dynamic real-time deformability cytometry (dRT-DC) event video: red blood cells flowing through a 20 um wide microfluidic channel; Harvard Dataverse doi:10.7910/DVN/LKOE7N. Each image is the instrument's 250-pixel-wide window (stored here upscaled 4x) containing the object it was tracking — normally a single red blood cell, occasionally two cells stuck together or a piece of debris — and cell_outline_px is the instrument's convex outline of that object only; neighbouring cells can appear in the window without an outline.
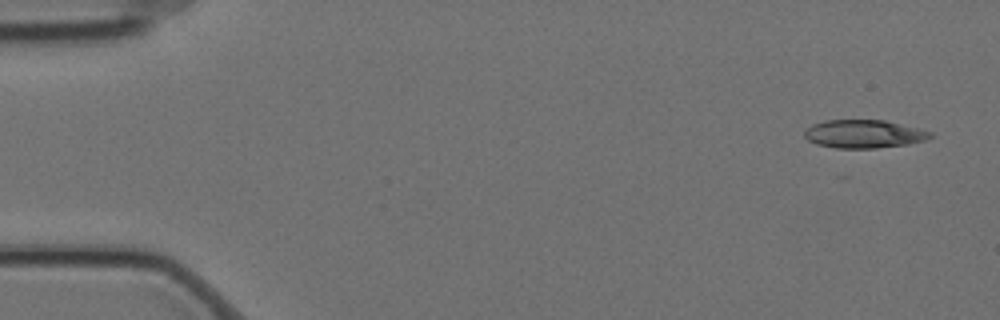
{"species": "Egyptian fruit bat (a non-hibernating species)", "species_latin": "Rousettus aegyptiacus", "temperature_condition": "cold", "stored_images_in_passage": 6, "camera_frame_rate_fps": 3000, "um_per_image_px": 0.085, "animal": {"sex": "female"}, "frame": {"image": 1, "passage_image": 1, "time_ms": 0.0, "image_size_px": [1000, 320], "cell_outline_px": [[932, 136], [928, 140], [908, 144], [876, 148], [836, 148], [816, 144], [808, 140], [804, 136], [804, 132], [812, 124], [824, 120], [884, 120], [932, 132]], "centroid_in_image_um": [73.42, 11.39], "position_along_channel_um": 11.6, "area_um2": 20.63}}
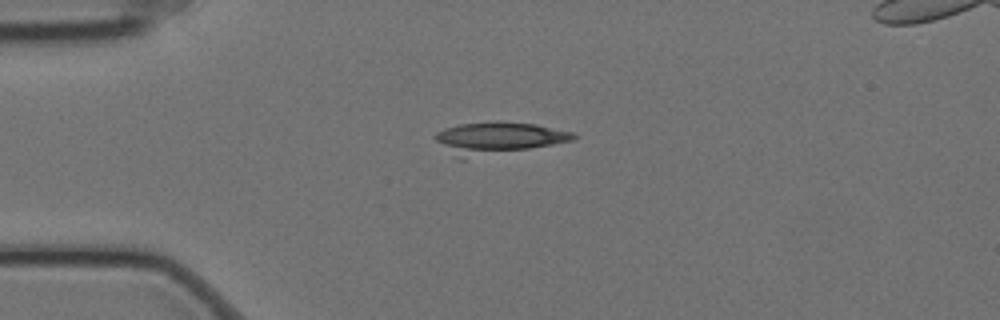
{"frame": {"image": 2, "passage_image": 4, "time_ms": 1.0, "image_size_px": [1000, 320], "cell_outline_px": [[576, 136], [572, 140], [552, 144], [464, 160], [460, 160], [436, 140], [432, 136], [436, 132], [444, 128], [460, 124], [496, 120], [536, 124], [572, 132]], "centroid_in_image_um": [42.27, 11.72], "position_along_channel_um": 42.7, "area_um2": 25.66}}